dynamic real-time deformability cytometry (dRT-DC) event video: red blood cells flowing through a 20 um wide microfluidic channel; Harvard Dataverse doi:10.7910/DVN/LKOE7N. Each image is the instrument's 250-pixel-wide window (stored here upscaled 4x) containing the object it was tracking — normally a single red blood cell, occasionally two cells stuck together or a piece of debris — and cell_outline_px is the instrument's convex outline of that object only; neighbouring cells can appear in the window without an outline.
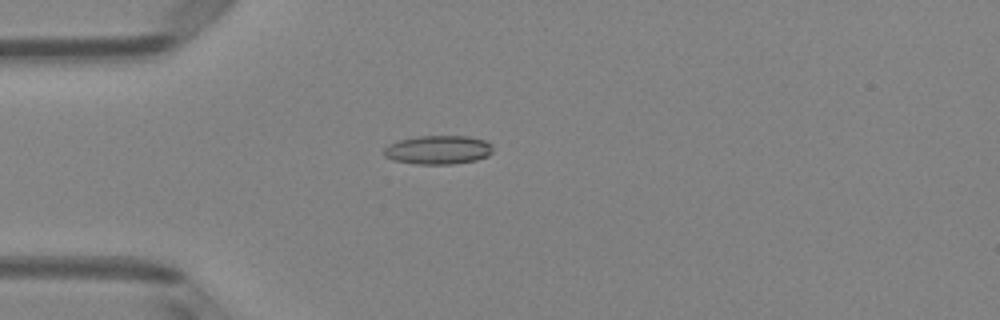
{"species": "Egyptian fruit bat (a non-hibernating species)", "species_latin": "Rousettus aegyptiacus", "temperature_condition": "room temperature", "stored_images_in_passage": 2, "camera_frame_rate_fps": 3000, "um_per_image_px": 0.085, "animal": {"sex": "female"}, "frame": {"image": 1, "passage_image": 2, "time_ms": 0.333, "image_size_px": [1000, 320], "cell_outline_px": [[492, 152], [488, 156], [476, 160], [452, 164], [416, 164], [392, 160], [384, 156], [384, 148], [388, 144], [400, 140], [416, 136], [468, 136], [484, 140], [492, 144]], "centroid_in_image_um": [37.23, 12.74], "position_along_channel_um": 47.8, "area_um2": 18.38}}